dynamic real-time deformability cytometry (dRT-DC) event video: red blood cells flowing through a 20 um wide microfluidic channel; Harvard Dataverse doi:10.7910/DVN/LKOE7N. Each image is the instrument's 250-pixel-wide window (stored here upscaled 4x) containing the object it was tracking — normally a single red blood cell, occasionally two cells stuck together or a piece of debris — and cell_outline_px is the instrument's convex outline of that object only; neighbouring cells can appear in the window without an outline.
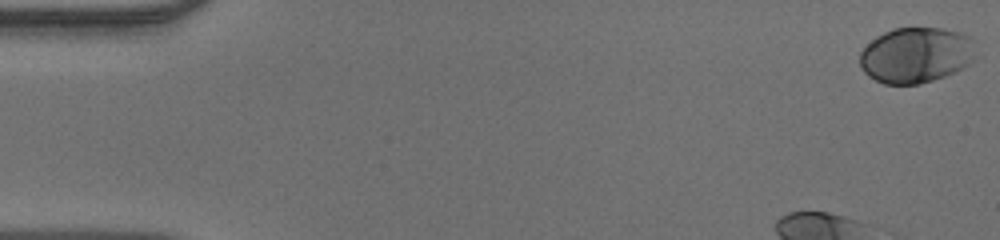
{"species": "human", "species_latin": "Homo sapiens", "temperature_condition": "warm", "stored_images_in_passage": 40, "camera_frame_rate_fps": 3000, "um_per_image_px": 0.085, "donor": {"sex": "male"}, "frame": {"image": 1, "passage_image": 1, "time_ms": 0.0, "image_size_px": [1000, 240], "cell_outline_px": [[980, 56], [976, 60], [944, 76], [920, 84], [884, 84], [868, 76], [860, 68], [860, 52], [876, 36], [892, 28], [940, 28], [960, 32], [972, 36]], "centroid_in_image_um": [77.91, 4.67], "position_along_channel_um": 7.1, "area_um2": 38.09}}
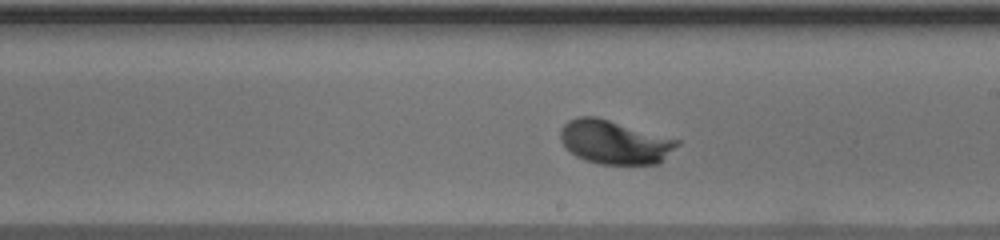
{"frame": {"image": 2, "passage_image": 26, "time_ms": 8.333, "image_size_px": [1000, 240], "cell_outline_px": [[680, 144], [660, 164], [600, 164], [576, 156], [560, 140], [560, 128], [568, 120], [576, 116], [596, 116], [680, 140]], "centroid_in_image_um": [52.26, 12.07], "position_along_channel_um": 236.7, "area_um2": 29.77}}
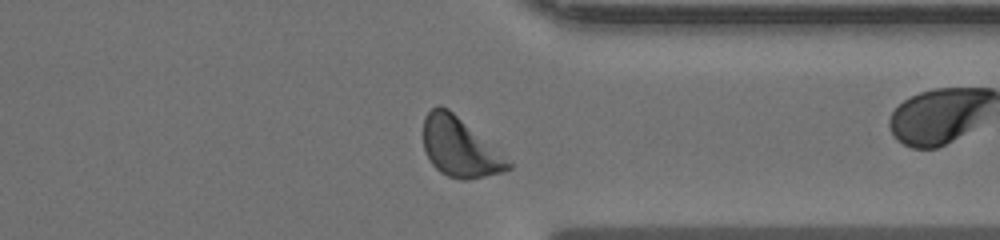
{"frame": {"image": 3, "passage_image": 36, "time_ms": 11.667, "image_size_px": [1000, 240], "cell_outline_px": [[512, 168], [500, 172], [484, 176], [464, 180], [460, 180], [448, 176], [440, 172], [432, 164], [424, 148], [424, 116], [436, 104], [440, 104], [448, 108], [512, 164]], "centroid_in_image_um": [39.02, 12.51], "position_along_channel_um": 372.4, "area_um2": 28.44}}